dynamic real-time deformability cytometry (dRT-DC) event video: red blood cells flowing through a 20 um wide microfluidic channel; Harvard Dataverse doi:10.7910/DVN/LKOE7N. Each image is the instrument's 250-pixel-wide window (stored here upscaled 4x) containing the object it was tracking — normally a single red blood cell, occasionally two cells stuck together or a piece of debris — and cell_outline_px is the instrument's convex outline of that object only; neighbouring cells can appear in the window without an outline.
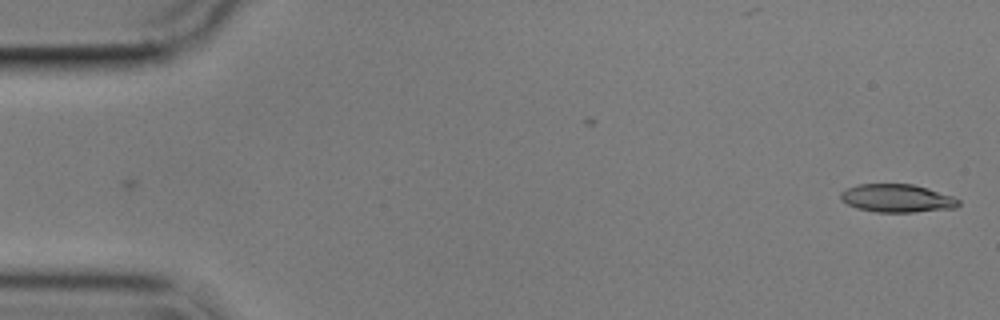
{"species": "common noctule bat (a hibernating species)", "species_latin": "Nyctalus noctula", "temperature_condition": "cold", "stored_images_in_passage": 55, "camera_frame_rate_fps": 3000, "um_per_image_px": 0.085, "animal": {"sex": "male", "body_mass_g": 17.9}, "frame": {"image": 1, "passage_image": 1, "time_ms": 0.0, "image_size_px": [1000, 320], "cell_outline_px": [[960, 204], [956, 208], [912, 212], [876, 212], [856, 208], [840, 200], [840, 192], [856, 184], [912, 184], [928, 188], [952, 196], [960, 200]], "centroid_in_image_um": [76.24, 16.85], "position_along_channel_um": 8.8, "area_um2": 19.36}}
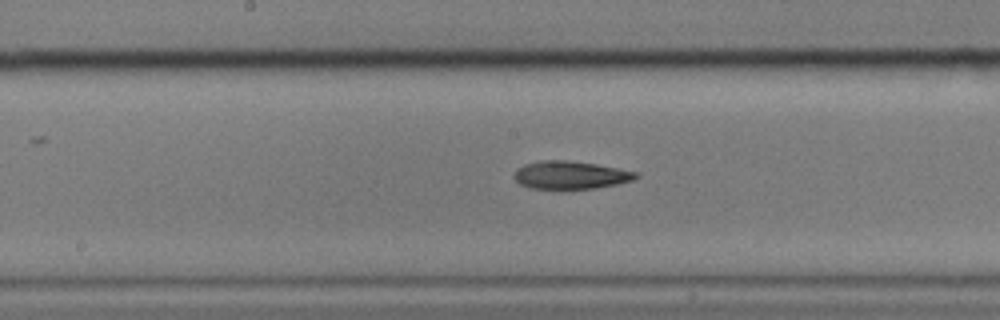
{"frame": {"image": 2, "passage_image": 28, "time_ms": 9.0, "image_size_px": [1000, 320], "cell_outline_px": [[640, 176], [632, 180], [616, 184], [596, 188], [528, 188], [520, 184], [512, 176], [516, 168], [524, 164], [540, 160], [564, 160], [596, 164], [640, 172]], "centroid_in_image_um": [48.48, 14.87], "position_along_channel_um": 199.7, "area_um2": 19.83}}
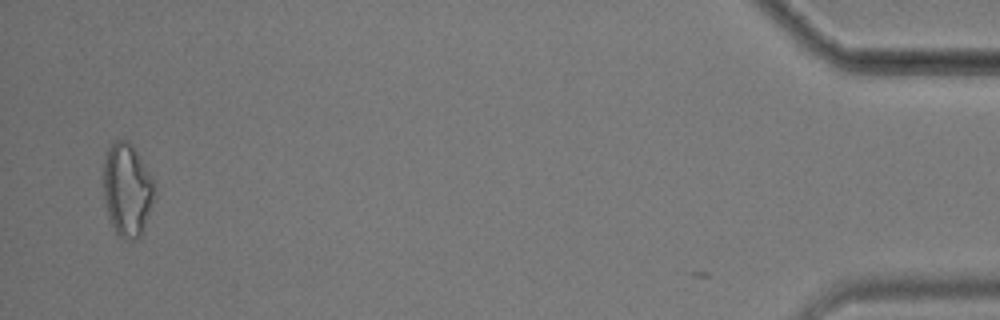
{"frame": {"image": 3, "passage_image": 54, "time_ms": 17.667, "image_size_px": [1000, 320], "cell_outline_px": [[156, 196], [144, 232], [140, 236], [132, 240], [120, 240], [108, 216], [104, 196], [104, 160], [108, 148], [116, 140], [128, 140], [132, 144], [156, 180]], "centroid_in_image_um": [10.87, 16.16], "position_along_channel_um": 424.3, "area_um2": 28.5}, "authors_computed_cell_mechanics": {"area_um2": 20.4034, "velocity_mm_per_s": 3.5514, "shape_relaxation_time_tau1_ms": 5.4039, "shape_relaxation_time_tau2_ms": null, "deformation_change_tau1": 0.135, "deformation_change_tau2": null}}